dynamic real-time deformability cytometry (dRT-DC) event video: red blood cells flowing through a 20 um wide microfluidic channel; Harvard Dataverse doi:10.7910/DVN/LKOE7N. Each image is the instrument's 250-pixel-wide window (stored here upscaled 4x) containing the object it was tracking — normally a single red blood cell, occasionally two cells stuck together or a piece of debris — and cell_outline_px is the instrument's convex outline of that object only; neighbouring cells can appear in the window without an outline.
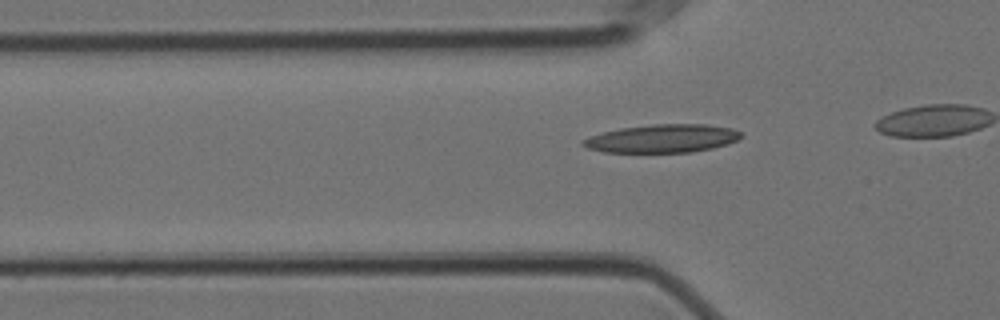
{"species": "Egyptian fruit bat (a non-hibernating species)", "species_latin": "Rousettus aegyptiacus", "temperature_condition": "cold", "stored_images_in_passage": 35, "camera_frame_rate_fps": 3000, "um_per_image_px": 0.085, "animal": {"sex": "female"}, "frame": {"image": 1, "passage_image": 9, "time_ms": 2.667, "image_size_px": [1000, 320], "cell_outline_px": [[744, 136], [728, 144], [712, 148], [692, 152], [604, 152], [588, 148], [580, 144], [580, 140], [588, 136], [620, 128], [652, 124], [708, 124], [732, 128], [740, 132]], "centroid_in_image_um": [56.29, 11.77], "position_along_channel_um": 69.5, "area_um2": 26.13}}
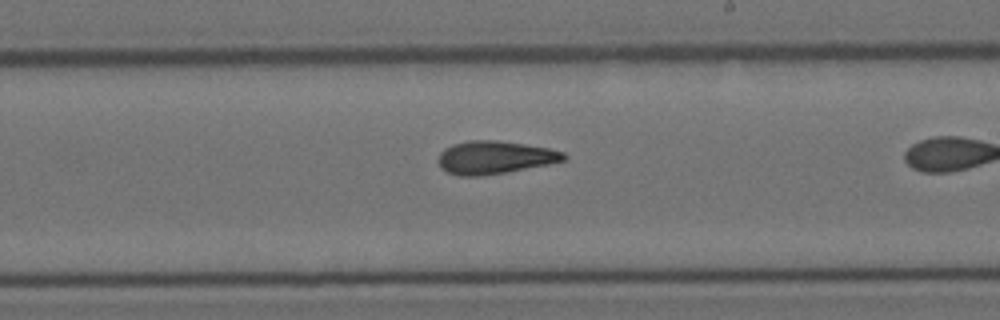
{"frame": {"image": 2, "passage_image": 24, "time_ms": 7.667, "image_size_px": [1000, 320], "cell_outline_px": [[568, 156], [564, 160], [548, 164], [504, 172], [476, 176], [460, 176], [448, 172], [440, 168], [436, 160], [440, 152], [444, 148], [452, 144], [468, 140], [496, 140], [524, 144], [548, 148], [564, 152]], "centroid_in_image_um": [41.99, 13.37], "position_along_channel_um": 247.0, "area_um2": 24.04}}
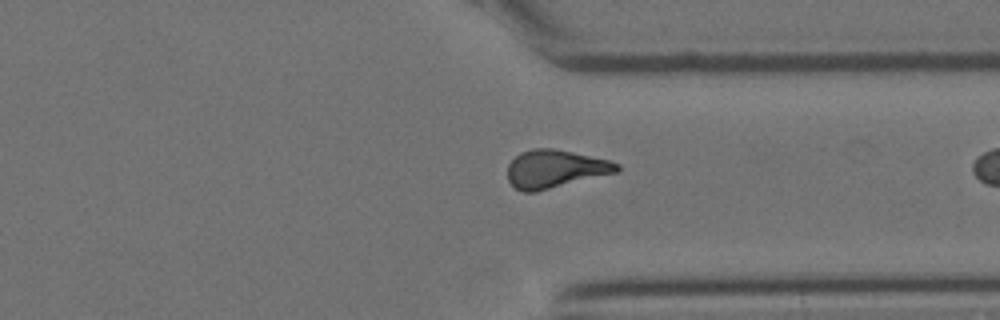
{"frame": {"image": 3, "passage_image": 34, "time_ms": 11.0, "image_size_px": [1000, 320], "cell_outline_px": [[620, 168], [616, 172], [536, 192], [524, 192], [516, 188], [508, 180], [508, 164], [520, 152], [532, 148], [552, 148], [572, 152], [608, 160], [620, 164]], "centroid_in_image_um": [47.15, 14.35], "position_along_channel_um": 364.2, "area_um2": 23.99}}